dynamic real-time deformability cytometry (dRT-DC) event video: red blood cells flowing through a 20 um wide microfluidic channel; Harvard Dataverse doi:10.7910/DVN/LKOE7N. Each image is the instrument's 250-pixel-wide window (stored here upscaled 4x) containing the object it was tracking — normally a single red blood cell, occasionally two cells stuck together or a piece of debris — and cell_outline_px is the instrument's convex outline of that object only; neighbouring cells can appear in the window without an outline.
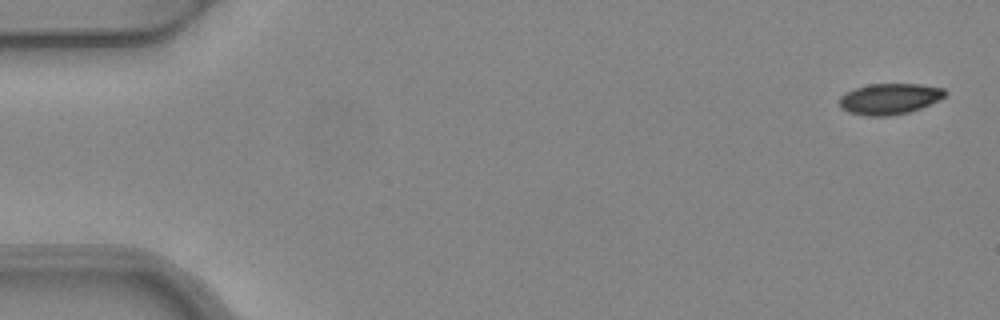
{"species": "common noctule bat (a hibernating species)", "species_latin": "Nyctalus noctula", "temperature_condition": "warm", "stored_images_in_passage": 2, "camera_frame_rate_fps": 3000, "um_per_image_px": 0.085, "animal": {"sex": "female", "body_mass_g": 24.6, "forearm_length_mm": 56.2}, "frame": {"image": 1, "passage_image": 2, "time_ms": 0.333, "image_size_px": [1000, 320], "cell_outline_px": [[948, 92], [944, 96], [920, 108], [908, 112], [888, 116], [864, 116], [848, 112], [840, 108], [840, 96], [856, 88], [868, 84], [920, 84], [944, 88]], "centroid_in_image_um": [75.59, 8.4], "position_along_channel_um": 9.4, "area_um2": 18.9}}